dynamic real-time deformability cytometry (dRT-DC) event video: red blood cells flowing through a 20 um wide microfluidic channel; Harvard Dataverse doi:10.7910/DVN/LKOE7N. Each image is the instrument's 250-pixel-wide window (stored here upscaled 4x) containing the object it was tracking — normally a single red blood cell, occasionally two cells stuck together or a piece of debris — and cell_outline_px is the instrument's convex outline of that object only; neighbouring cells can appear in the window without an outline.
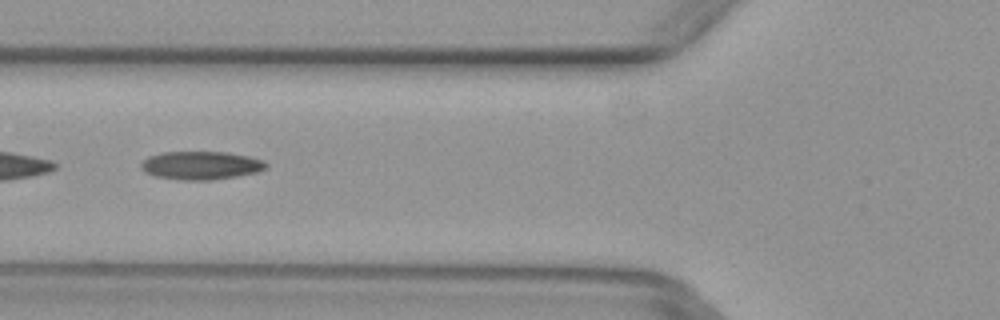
{"species": "common noctule bat (a hibernating species)", "species_latin": "Nyctalus noctula", "temperature_condition": "warm", "stored_images_in_passage": 5, "camera_frame_rate_fps": 3000, "um_per_image_px": 0.085, "animal": {"sex": "female", "body_mass_g": 29.2, "forearm_length_mm": 56.3}, "frame": {"image": 1, "passage_image": 5, "time_ms": 1.333, "image_size_px": [1000, 320], "cell_outline_px": [[268, 168], [256, 172], [236, 176], [212, 180], [180, 180], [156, 176], [144, 172], [140, 168], [140, 164], [148, 156], [160, 152], [228, 152], [248, 156], [264, 160], [268, 164]], "centroid_in_image_um": [17.08, 14.05], "position_along_channel_um": 108.7, "area_um2": 20.75}}